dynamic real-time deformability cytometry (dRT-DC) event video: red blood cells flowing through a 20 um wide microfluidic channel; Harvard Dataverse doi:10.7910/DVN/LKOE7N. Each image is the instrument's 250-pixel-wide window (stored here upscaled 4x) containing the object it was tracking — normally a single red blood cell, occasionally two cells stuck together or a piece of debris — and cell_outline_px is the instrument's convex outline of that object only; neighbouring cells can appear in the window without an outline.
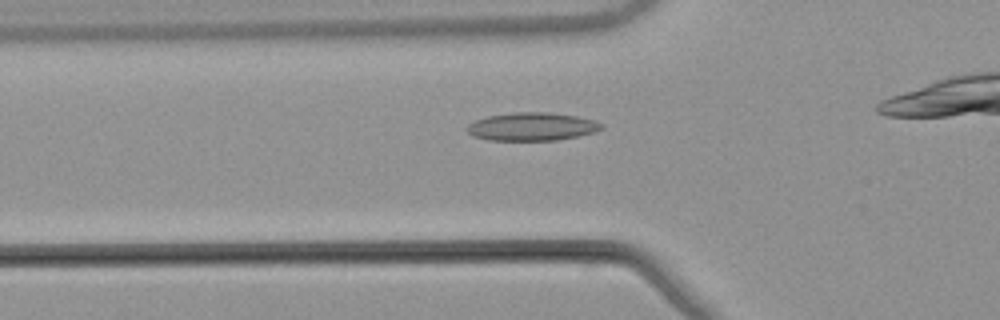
{"species": "common noctule bat (a hibernating species)", "species_latin": "Nyctalus noctula", "temperature_condition": "warm", "stored_images_in_passage": 31, "camera_frame_rate_fps": 3000, "um_per_image_px": 0.085, "animal": {"sex": "male", "body_mass_g": 21.5, "forearm_length_mm": 52.0}, "frame": {"image": 1, "passage_image": 10, "time_ms": 3.0, "image_size_px": [1000, 320], "cell_outline_px": [[604, 128], [596, 132], [556, 140], [488, 140], [472, 136], [464, 128], [468, 124], [476, 120], [488, 116], [512, 112], [548, 112], [576, 116], [596, 120], [604, 124]], "centroid_in_image_um": [45.22, 10.76], "position_along_channel_um": 80.6, "area_um2": 22.2}}
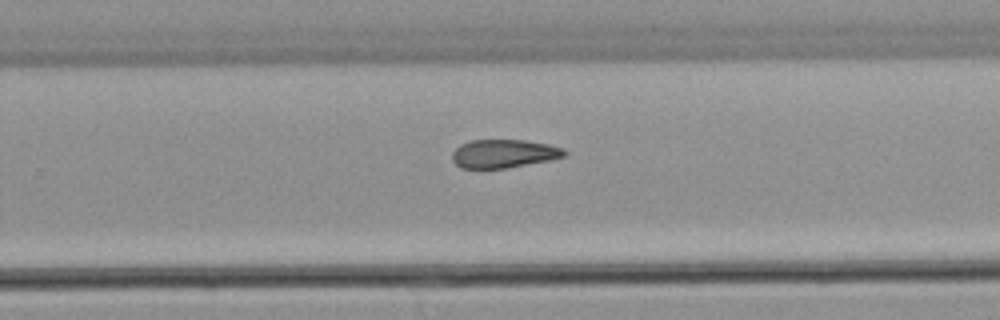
{"frame": {"image": 2, "passage_image": 26, "time_ms": 8.333, "image_size_px": [1000, 320], "cell_outline_px": [[568, 152], [564, 156], [548, 160], [508, 168], [460, 168], [452, 160], [452, 152], [460, 144], [472, 140], [524, 140], [548, 144], [564, 148]], "centroid_in_image_um": [42.81, 13.05], "position_along_channel_um": 287.0, "area_um2": 18.55}}
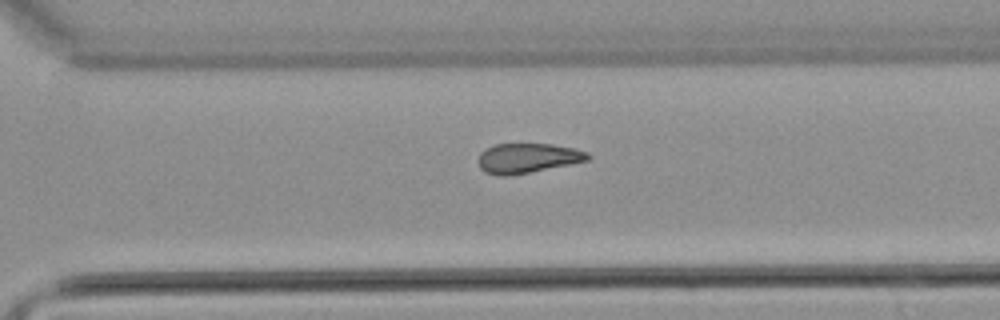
{"frame": {"image": 3, "passage_image": 29, "time_ms": 9.333, "image_size_px": [1000, 320], "cell_outline_px": [[592, 156], [588, 160], [508, 176], [500, 176], [484, 172], [480, 168], [480, 152], [496, 144], [552, 144], [572, 148], [588, 152]], "centroid_in_image_um": [44.84, 13.44], "position_along_channel_um": 325.8, "area_um2": 18.61}}